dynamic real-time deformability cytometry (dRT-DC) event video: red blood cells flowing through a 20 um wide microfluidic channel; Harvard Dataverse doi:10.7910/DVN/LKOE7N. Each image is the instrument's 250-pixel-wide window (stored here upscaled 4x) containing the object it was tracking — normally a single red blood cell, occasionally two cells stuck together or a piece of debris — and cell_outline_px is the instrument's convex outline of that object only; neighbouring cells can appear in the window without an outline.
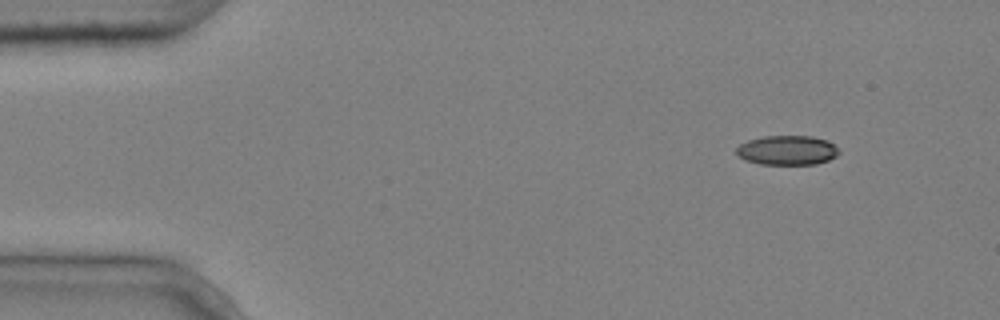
{"species": "common noctule bat (a hibernating species)", "species_latin": "Nyctalus noctula", "temperature_condition": "cold", "stored_images_in_passage": 4, "camera_frame_rate_fps": 3000, "um_per_image_px": 0.085, "animal": {"sex": "male", "body_mass_g": 20.4}, "frame": {"image": 1, "passage_image": 1, "time_ms": 0.0, "image_size_px": [1000, 320], "cell_outline_px": [[840, 152], [836, 156], [828, 160], [816, 164], [760, 164], [744, 160], [736, 152], [736, 148], [740, 144], [748, 140], [764, 136], [812, 136], [828, 140]], "centroid_in_image_um": [66.9, 12.77], "position_along_channel_um": 18.1, "area_um2": 17.57}}
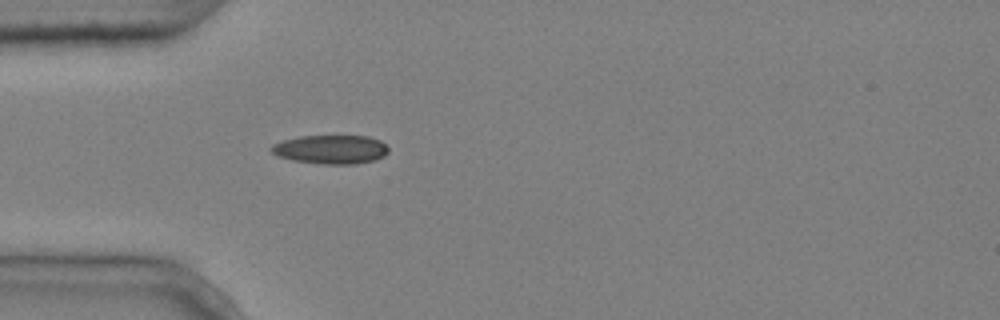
{"frame": {"image": 2, "passage_image": 4, "time_ms": 1.0, "image_size_px": [1000, 320], "cell_outline_px": [[388, 152], [384, 156], [376, 160], [356, 164], [320, 164], [292, 160], [276, 156], [268, 148], [272, 144], [284, 140], [300, 136], [368, 136], [380, 140], [388, 148]], "centroid_in_image_um": [28.1, 12.71], "position_along_channel_um": 56.9, "area_um2": 19.88}}